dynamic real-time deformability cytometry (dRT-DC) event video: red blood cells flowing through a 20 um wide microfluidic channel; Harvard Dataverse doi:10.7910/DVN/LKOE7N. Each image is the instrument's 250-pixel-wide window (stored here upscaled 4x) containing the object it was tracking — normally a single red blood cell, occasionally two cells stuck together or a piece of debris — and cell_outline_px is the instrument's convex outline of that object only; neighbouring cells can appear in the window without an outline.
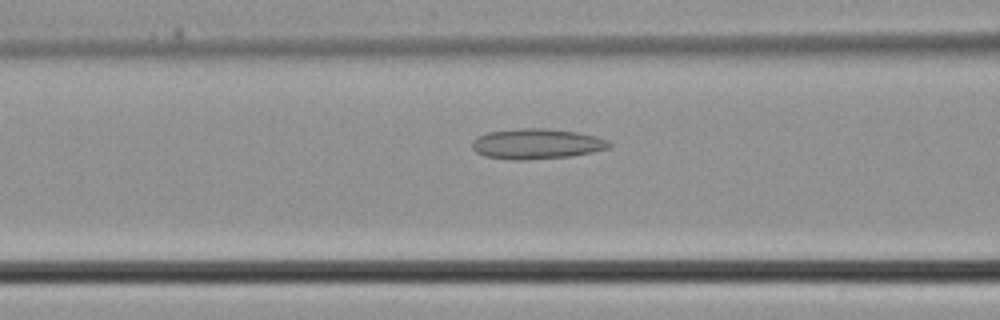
{"species": "common noctule bat (a hibernating species)", "species_latin": "Nyctalus noctula", "temperature_condition": "cold", "stored_images_in_passage": 37, "camera_frame_rate_fps": 3000, "um_per_image_px": 0.085, "animal": {"sex": "male", "body_mass_g": 21.5, "forearm_length_mm": 52.0}, "frame": {"image": 1, "passage_image": 14, "time_ms": 4.333, "image_size_px": [1000, 320], "cell_outline_px": [[612, 144], [608, 148], [592, 152], [572, 156], [524, 160], [512, 160], [484, 156], [476, 152], [472, 148], [472, 140], [476, 136], [488, 132], [516, 128], [544, 128], [576, 132], [596, 136], [608, 140]], "centroid_in_image_um": [45.58, 12.22], "position_along_channel_um": 121.0, "area_um2": 24.39}}
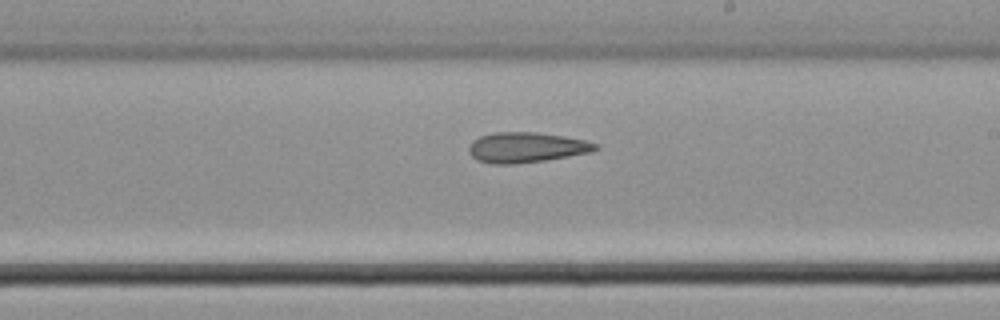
{"frame": {"image": 2, "passage_image": 21, "time_ms": 6.667, "image_size_px": [1000, 320], "cell_outline_px": [[600, 148], [592, 152], [544, 160], [516, 164], [492, 164], [476, 160], [468, 152], [468, 148], [472, 140], [480, 136], [492, 132], [536, 132], [564, 136], [584, 140], [600, 144]], "centroid_in_image_um": [44.73, 12.53], "position_along_channel_um": 244.3, "area_um2": 22.54}}
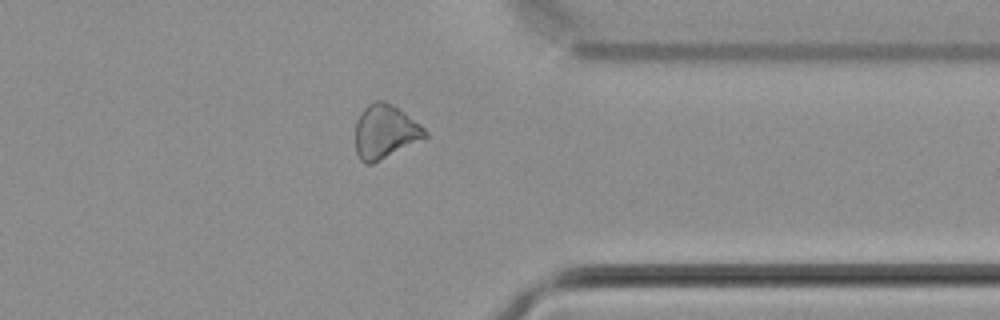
{"frame": {"image": 3, "passage_image": 29, "time_ms": 9.333, "image_size_px": [1000, 320], "cell_outline_px": [[428, 136], [372, 164], [364, 164], [360, 160], [356, 152], [356, 120], [360, 112], [368, 104], [376, 100], [384, 100], [392, 104], [404, 112], [420, 124], [428, 132]], "centroid_in_image_um": [32.71, 11.18], "position_along_channel_um": 378.7, "area_um2": 21.79}}